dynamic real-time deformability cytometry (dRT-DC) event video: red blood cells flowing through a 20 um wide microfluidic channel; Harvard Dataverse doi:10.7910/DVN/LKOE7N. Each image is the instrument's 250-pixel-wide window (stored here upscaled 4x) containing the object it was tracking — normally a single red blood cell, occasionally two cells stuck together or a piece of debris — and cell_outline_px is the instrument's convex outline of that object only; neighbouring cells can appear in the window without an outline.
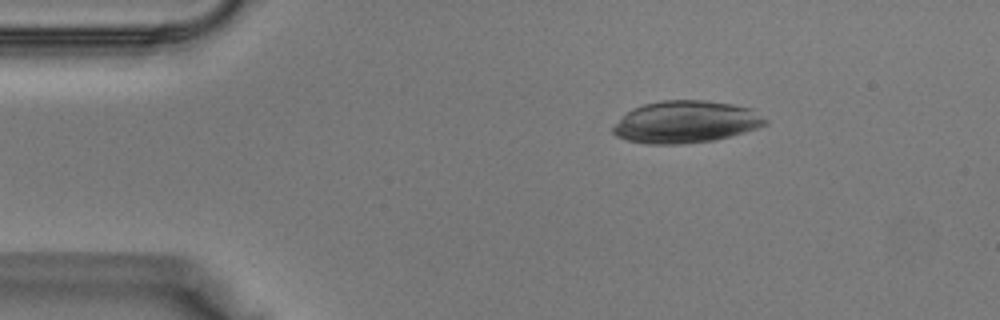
{"species": "Egyptian fruit bat (a non-hibernating species)", "species_latin": "Rousettus aegyptiacus", "temperature_condition": "warm", "stored_images_in_passage": 38, "camera_frame_rate_fps": 3000, "um_per_image_px": 0.085, "animal": {"sex": "male"}, "frame": {"image": 1, "passage_image": 6, "time_ms": 1.667, "image_size_px": [1000, 320], "cell_outline_px": [[768, 124], [744, 132], [712, 140], [684, 144], [648, 144], [628, 140], [616, 136], [612, 132], [612, 128], [628, 112], [644, 104], [664, 100], [704, 100], [732, 104], [752, 108], [768, 120]], "centroid_in_image_um": [58.33, 10.36], "position_along_channel_um": 26.7, "area_um2": 37.05}}
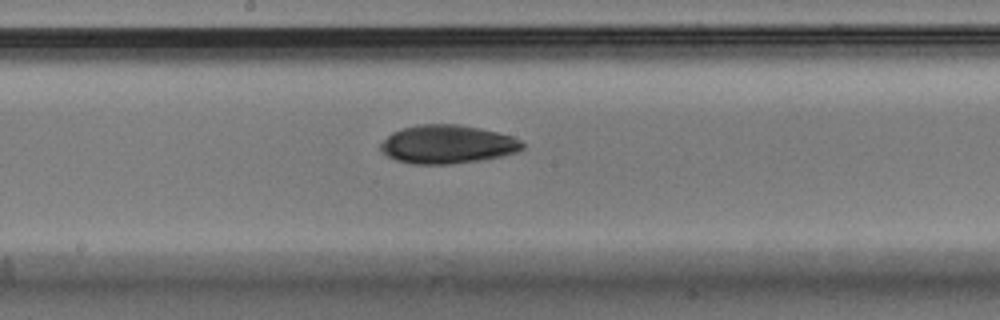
{"frame": {"image": 2, "passage_image": 20, "time_ms": 6.333, "image_size_px": [1000, 320], "cell_outline_px": [[524, 148], [516, 152], [500, 156], [480, 160], [452, 164], [412, 164], [396, 160], [380, 152], [380, 144], [392, 132], [404, 128], [420, 124], [460, 124], [480, 128], [512, 136], [520, 140], [524, 144]], "centroid_in_image_um": [38.02, 12.27], "position_along_channel_um": 210.2, "area_um2": 31.79}}
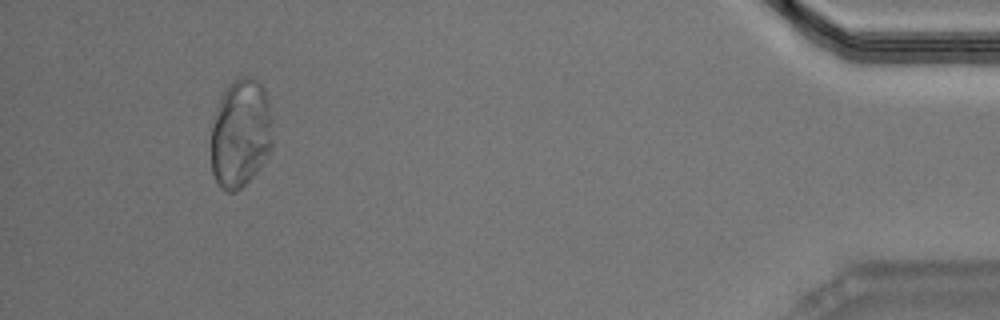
{"frame": {"image": 3, "passage_image": 36, "time_ms": 11.667, "image_size_px": [1000, 320], "cell_outline_px": [[272, 148], [256, 172], [236, 192], [224, 192], [220, 188], [212, 172], [212, 128], [220, 100], [224, 92], [240, 76], [248, 76], [256, 80], [264, 88], [268, 100], [272, 140]], "centroid_in_image_um": [20.45, 11.38], "position_along_channel_um": 414.7, "area_um2": 38.32}}